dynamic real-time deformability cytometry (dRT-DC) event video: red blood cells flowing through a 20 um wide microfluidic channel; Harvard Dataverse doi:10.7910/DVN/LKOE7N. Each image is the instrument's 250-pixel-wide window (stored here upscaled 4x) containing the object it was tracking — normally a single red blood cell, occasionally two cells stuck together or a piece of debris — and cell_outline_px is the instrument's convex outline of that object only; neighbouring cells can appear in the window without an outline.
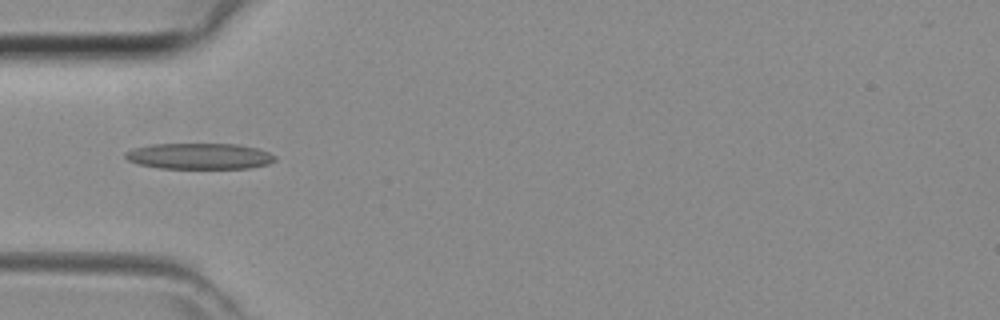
{"species": "common noctule bat (a hibernating species)", "species_latin": "Nyctalus noctula", "temperature_condition": "room temperature", "stored_images_in_passage": 30, "camera_frame_rate_fps": 3000, "um_per_image_px": 0.085, "animal": {"sex": "female", "body_mass_g": 29.2, "forearm_length_mm": 56.3}, "frame": {"image": 1, "passage_image": 1, "time_ms": 0.0, "image_size_px": [1000, 320], "cell_outline_px": [[276, 160], [268, 164], [248, 168], [160, 168], [136, 164], [128, 160], [124, 156], [124, 152], [132, 148], [152, 144], [236, 144], [256, 148], [268, 152], [276, 156]], "centroid_in_image_um": [16.91, 13.27], "position_along_channel_um": 68.1, "area_um2": 22.72}}
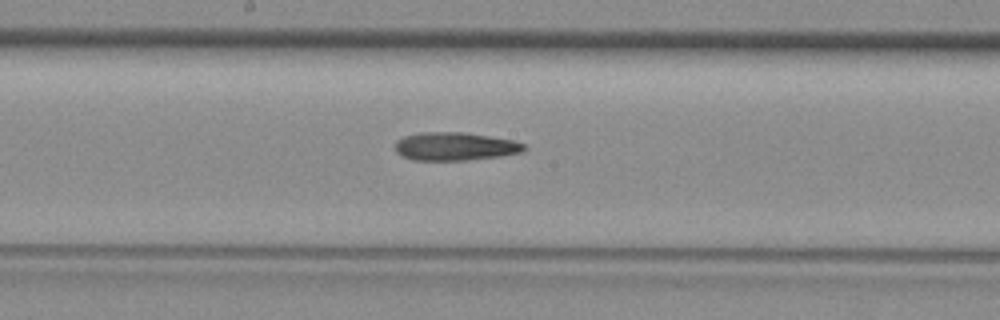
{"frame": {"image": 2, "passage_image": 10, "time_ms": 3.0, "image_size_px": [1000, 320], "cell_outline_px": [[528, 148], [524, 152], [500, 156], [464, 160], [412, 160], [396, 152], [396, 140], [404, 136], [420, 132], [464, 132], [512, 140], [524, 144]], "centroid_in_image_um": [38.69, 12.44], "position_along_channel_um": 209.5, "area_um2": 21.15}}
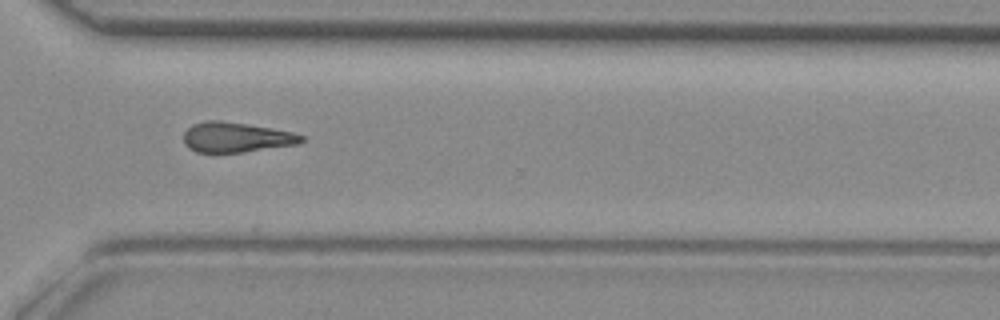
{"frame": {"image": 3, "passage_image": 19, "time_ms": 6.0, "image_size_px": [1000, 320], "cell_outline_px": [[304, 140], [300, 144], [244, 152], [196, 152], [188, 148], [184, 144], [184, 132], [192, 124], [204, 120], [220, 120], [248, 124], [292, 132], [304, 136]], "centroid_in_image_um": [20.06, 11.67], "position_along_channel_um": 350.5, "area_um2": 20.75}}